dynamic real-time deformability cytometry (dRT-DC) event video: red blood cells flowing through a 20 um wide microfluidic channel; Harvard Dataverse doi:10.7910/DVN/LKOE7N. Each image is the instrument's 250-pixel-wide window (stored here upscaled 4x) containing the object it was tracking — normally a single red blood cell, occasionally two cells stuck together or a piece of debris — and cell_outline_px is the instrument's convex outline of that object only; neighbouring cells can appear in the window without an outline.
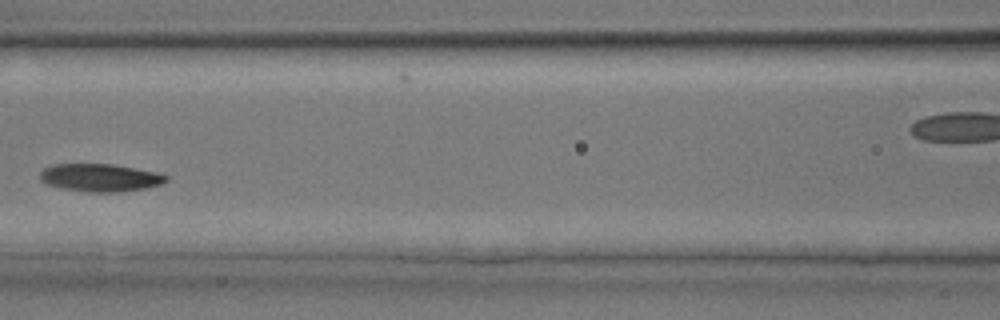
{"species": "common noctule bat (a hibernating species)", "species_latin": "Nyctalus noctula", "temperature_condition": "room temperature", "stored_images_in_passage": 35, "camera_frame_rate_fps": 3000, "um_per_image_px": 0.085, "animal": {"sex": "male", "body_mass_g": 17.9, "forearm_length_mm": 54.2}, "frame": {"image": 1, "passage_image": 16, "time_ms": 5.0, "image_size_px": [1000, 320], "cell_outline_px": [[168, 180], [160, 184], [144, 188], [116, 192], [88, 192], [60, 188], [48, 184], [40, 180], [40, 172], [44, 168], [52, 164], [112, 164], [156, 172], [168, 176]], "centroid_in_image_um": [8.48, 15.1], "position_along_channel_um": 158.1, "area_um2": 20.29}}